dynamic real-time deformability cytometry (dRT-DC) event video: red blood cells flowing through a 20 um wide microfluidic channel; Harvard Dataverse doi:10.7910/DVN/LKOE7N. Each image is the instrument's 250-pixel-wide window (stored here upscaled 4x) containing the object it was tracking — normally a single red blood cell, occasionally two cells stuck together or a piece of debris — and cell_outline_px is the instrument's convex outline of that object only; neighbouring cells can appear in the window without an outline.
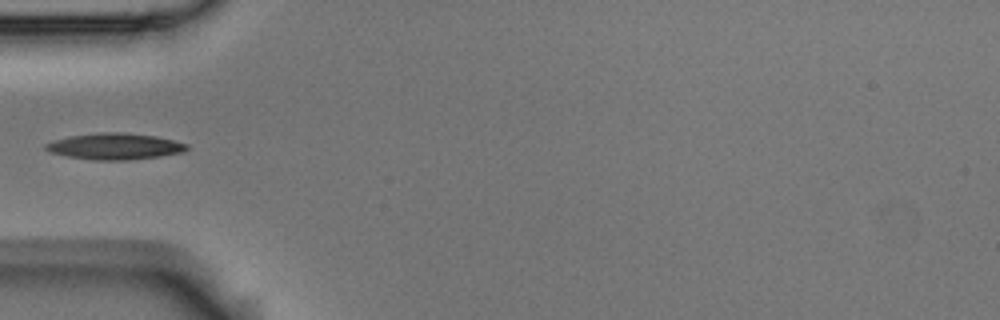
{"species": "Egyptian fruit bat (a non-hibernating species)", "species_latin": "Rousettus aegyptiacus", "temperature_condition": "room temperature", "stored_images_in_passage": 4, "camera_frame_rate_fps": 3000, "um_per_image_px": 0.085, "animal": {"sex": "male"}, "frame": {"image": 1, "passage_image": 4, "time_ms": 1.0, "image_size_px": [1000, 320], "cell_outline_px": [[188, 148], [184, 152], [160, 156], [128, 160], [92, 160], [68, 156], [52, 152], [44, 148], [44, 144], [68, 136], [100, 132], [124, 132], [156, 136], [188, 144]], "centroid_in_image_um": [9.78, 12.43], "position_along_channel_um": 75.2, "area_um2": 21.56}}